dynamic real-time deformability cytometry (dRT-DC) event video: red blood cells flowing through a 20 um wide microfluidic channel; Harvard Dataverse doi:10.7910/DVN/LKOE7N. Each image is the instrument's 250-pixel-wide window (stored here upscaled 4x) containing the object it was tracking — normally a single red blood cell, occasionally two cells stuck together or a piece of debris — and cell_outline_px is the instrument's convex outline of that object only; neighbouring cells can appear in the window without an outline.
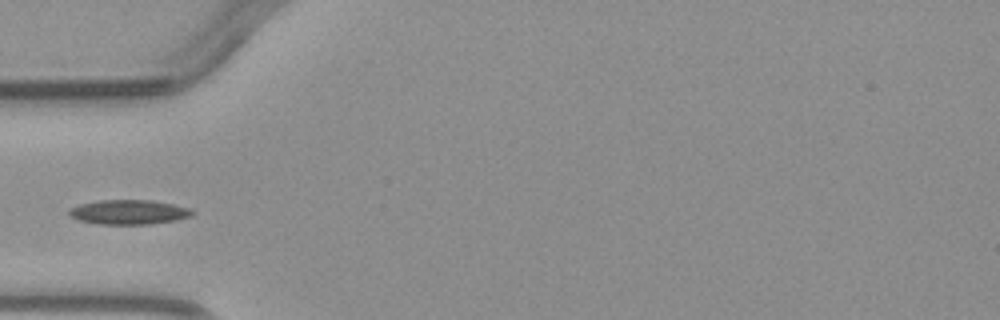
{"species": "common noctule bat (a hibernating species)", "species_latin": "Nyctalus noctula", "temperature_condition": "warm", "stored_images_in_passage": 4, "camera_frame_rate_fps": 3000, "um_per_image_px": 0.085, "animal": {"sex": "male", "body_mass_g": 23.1, "forearm_length_mm": 52.7}, "frame": {"image": 1, "passage_image": 4, "time_ms": 4.667, "image_size_px": [1000, 320], "cell_outline_px": [[196, 212], [192, 216], [176, 220], [148, 224], [100, 224], [80, 220], [72, 216], [68, 212], [68, 208], [80, 204], [100, 200], [152, 200], [192, 208]], "centroid_in_image_um": [11.0, 18.02], "position_along_channel_um": 74.0, "area_um2": 17.63}}